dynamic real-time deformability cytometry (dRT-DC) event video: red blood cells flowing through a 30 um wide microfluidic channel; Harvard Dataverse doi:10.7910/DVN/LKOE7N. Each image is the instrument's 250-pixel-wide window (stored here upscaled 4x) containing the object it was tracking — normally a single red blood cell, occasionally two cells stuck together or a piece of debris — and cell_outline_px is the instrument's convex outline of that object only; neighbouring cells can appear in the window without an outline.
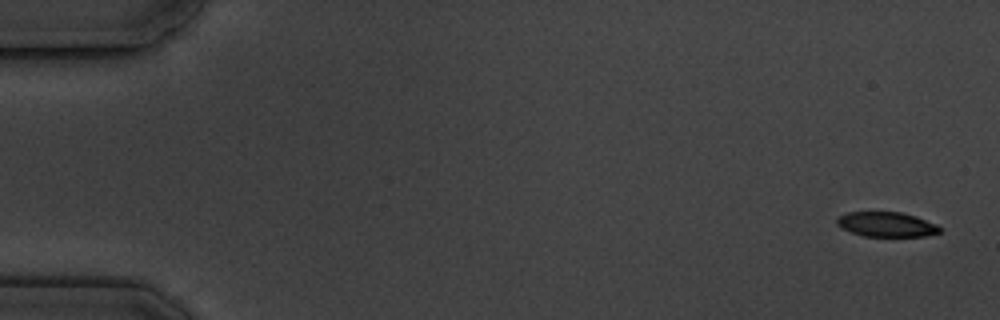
{"species": "common noctule bat (a hibernating species)", "species_latin": "Nyctalus noctula", "temperature_condition": "cold", "stored_images_in_passage": 5, "camera_frame_rate_fps": 3000, "um_per_image_px": 0.085, "animal": {"sex": "male", "body_mass_g": 19.5, "forearm_length_mm": 54.6}, "frame": {"image": 1, "passage_image": 1, "time_ms": 0.0, "image_size_px": [1000, 320], "cell_outline_px": [[944, 228], [940, 232], [924, 236], [864, 236], [840, 228], [836, 224], [836, 216], [848, 212], [900, 212], [916, 216], [936, 224]], "centroid_in_image_um": [75.34, 19.07], "position_along_channel_um": 9.7, "area_um2": 14.97}}
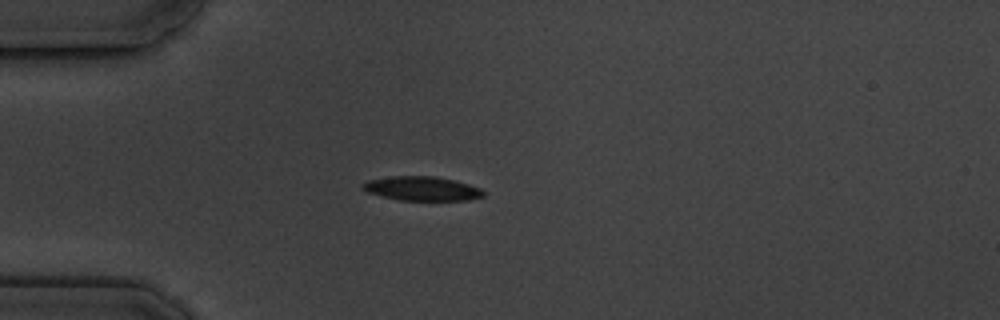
{"frame": {"image": 2, "passage_image": 5, "time_ms": 4.667, "image_size_px": [1000, 320], "cell_outline_px": [[484, 196], [468, 200], [400, 200], [368, 192], [360, 188], [360, 184], [368, 180], [396, 176], [436, 176], [468, 184], [480, 188], [484, 192]], "centroid_in_image_um": [35.85, 16.03], "position_along_channel_um": 49.1, "area_um2": 16.82}}